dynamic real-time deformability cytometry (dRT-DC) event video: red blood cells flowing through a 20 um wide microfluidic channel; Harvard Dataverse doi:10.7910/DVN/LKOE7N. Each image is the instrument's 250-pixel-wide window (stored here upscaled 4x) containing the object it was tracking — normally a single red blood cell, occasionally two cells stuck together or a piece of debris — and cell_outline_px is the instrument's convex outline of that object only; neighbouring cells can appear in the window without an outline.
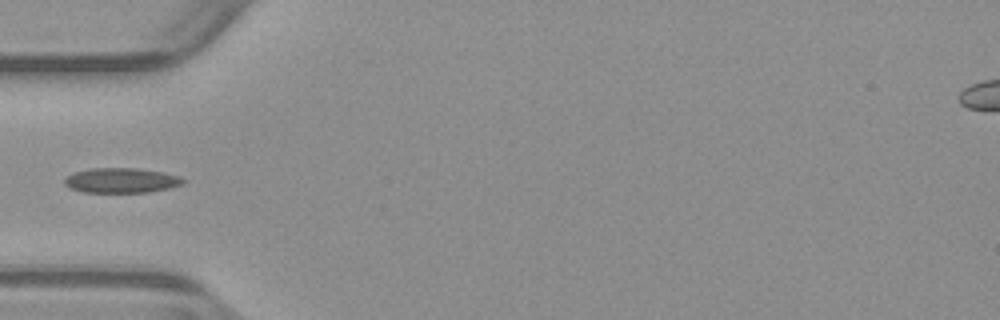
{"species": "common noctule bat (a hibernating species)", "species_latin": "Nyctalus noctula", "temperature_condition": "warm", "stored_images_in_passage": 30, "camera_frame_rate_fps": 3000, "um_per_image_px": 0.085, "animal": {"sex": "male", "body_mass_g": 23.1, "forearm_length_mm": 52.7}, "frame": {"image": 1, "passage_image": 1, "time_ms": 0.0, "image_size_px": [1000, 320], "cell_outline_px": [[188, 180], [184, 184], [168, 188], [148, 192], [84, 192], [72, 188], [64, 184], [64, 176], [72, 172], [88, 168], [136, 168], [164, 172], [180, 176]], "centroid_in_image_um": [10.32, 15.32], "position_along_channel_um": 74.7, "area_um2": 17.46}}
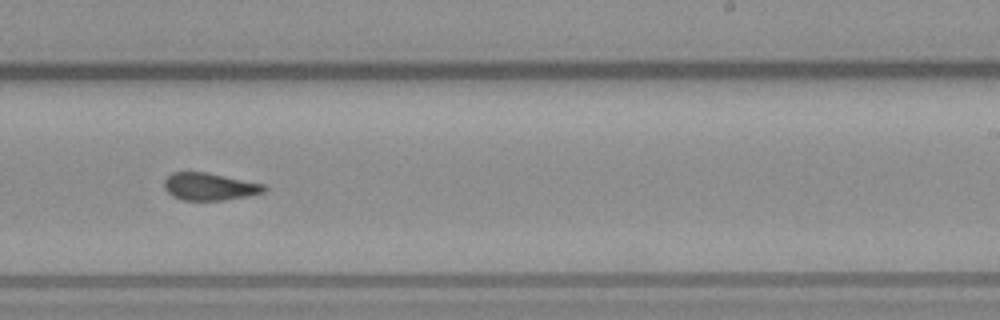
{"frame": {"image": 2, "passage_image": 16, "time_ms": 5.0, "image_size_px": [1000, 320], "cell_outline_px": [[268, 188], [264, 192], [248, 196], [224, 200], [180, 200], [172, 196], [164, 188], [164, 180], [172, 172], [204, 172], [264, 184]], "centroid_in_image_um": [17.8, 15.87], "position_along_channel_um": 271.2, "area_um2": 15.9}}
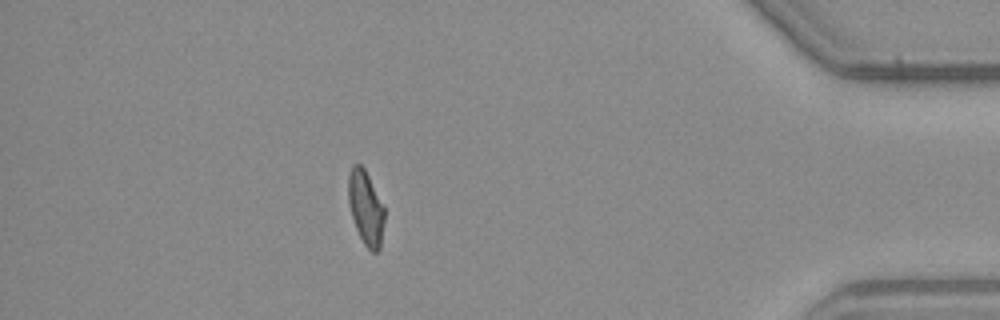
{"frame": {"image": 3, "passage_image": 30, "time_ms": 9.667, "image_size_px": [1000, 320], "cell_outline_px": [[384, 220], [380, 248], [376, 252], [372, 252], [364, 244], [356, 228], [348, 204], [348, 176], [352, 164], [360, 164], [364, 168], [384, 208]], "centroid_in_image_um": [31.07, 17.66], "position_along_channel_um": 404.1, "area_um2": 15.37}}